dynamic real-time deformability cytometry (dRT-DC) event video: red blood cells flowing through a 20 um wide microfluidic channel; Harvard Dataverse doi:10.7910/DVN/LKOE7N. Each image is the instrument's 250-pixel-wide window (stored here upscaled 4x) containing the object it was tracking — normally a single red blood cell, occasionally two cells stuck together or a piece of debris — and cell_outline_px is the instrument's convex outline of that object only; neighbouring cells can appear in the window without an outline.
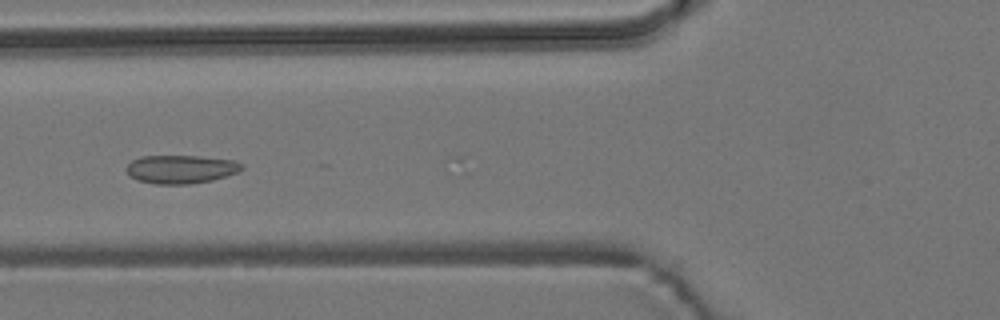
{"species": "common noctule bat (a hibernating species)", "species_latin": "Nyctalus noctula", "temperature_condition": "room temperature", "stored_images_in_passage": 29, "camera_frame_rate_fps": 3000, "um_per_image_px": 0.085, "animal": {"sex": "male", "body_mass_g": 19.2, "forearm_length_mm": 51.8}, "frame": {"image": 1, "passage_image": 17, "time_ms": 5.333, "image_size_px": [1000, 320], "cell_outline_px": [[244, 168], [236, 172], [212, 180], [192, 184], [156, 184], [136, 180], [128, 176], [128, 164], [132, 160], [140, 156], [200, 156], [232, 160], [244, 164]], "centroid_in_image_um": [15.36, 14.38], "position_along_channel_um": 110.4, "area_um2": 19.07}}
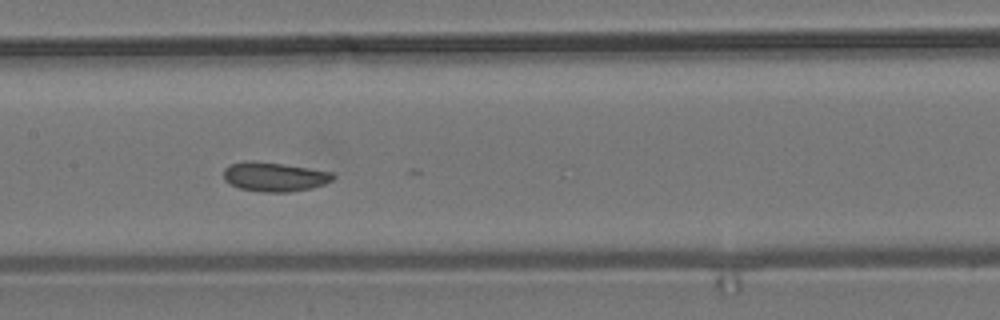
{"frame": {"image": 2, "passage_image": 23, "time_ms": 7.333, "image_size_px": [1000, 320], "cell_outline_px": [[336, 176], [332, 180], [324, 184], [312, 188], [288, 192], [264, 192], [240, 188], [224, 180], [224, 168], [232, 164], [244, 160], [252, 160], [284, 164], [332, 172]], "centroid_in_image_um": [23.33, 15.02], "position_along_channel_um": 184.1, "area_um2": 18.61}}
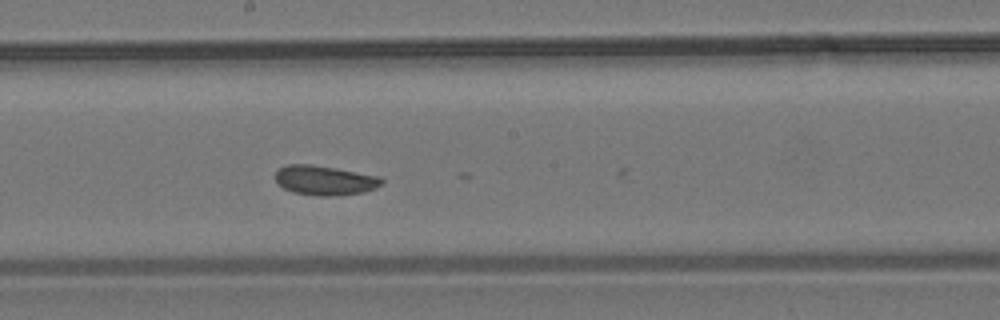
{"frame": {"image": 3, "passage_image": 26, "time_ms": 8.333, "image_size_px": [1000, 320], "cell_outline_px": [[384, 180], [376, 188], [364, 192], [340, 196], [316, 196], [292, 192], [284, 188], [276, 180], [276, 172], [280, 168], [288, 164], [312, 164], [336, 168], [380, 176]], "centroid_in_image_um": [27.63, 15.33], "position_along_channel_um": 220.6, "area_um2": 18.44}}